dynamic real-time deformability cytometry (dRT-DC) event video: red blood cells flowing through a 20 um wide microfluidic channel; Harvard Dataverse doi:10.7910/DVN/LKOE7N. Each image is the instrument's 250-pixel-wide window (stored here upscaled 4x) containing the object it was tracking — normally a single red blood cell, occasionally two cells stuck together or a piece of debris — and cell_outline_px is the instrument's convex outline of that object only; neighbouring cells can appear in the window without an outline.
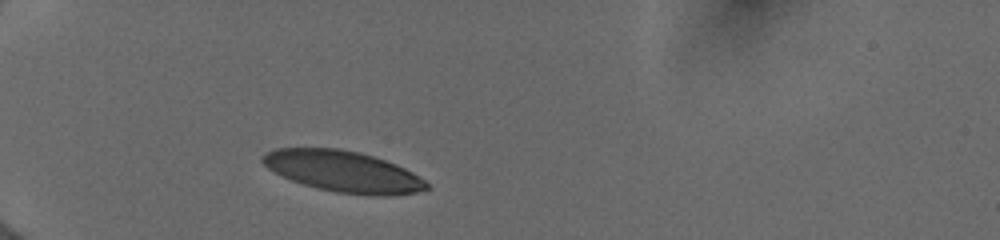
{"species": "human", "species_latin": "Homo sapiens", "temperature_condition": "cold", "stored_images_in_passage": 31, "camera_frame_rate_fps": 3000, "um_per_image_px": 0.085, "donor": {"sex": "female"}, "frame": {"image": 1, "passage_image": 1, "time_ms": 0.0, "image_size_px": [1000, 240], "cell_outline_px": [[432, 188], [416, 192], [388, 196], [372, 196], [336, 192], [304, 184], [292, 180], [268, 168], [260, 160], [260, 156], [276, 148], [340, 148], [360, 152], [396, 164], [412, 172], [424, 180]], "centroid_in_image_um": [29.19, 14.57], "position_along_channel_um": 55.8, "area_um2": 39.13}}
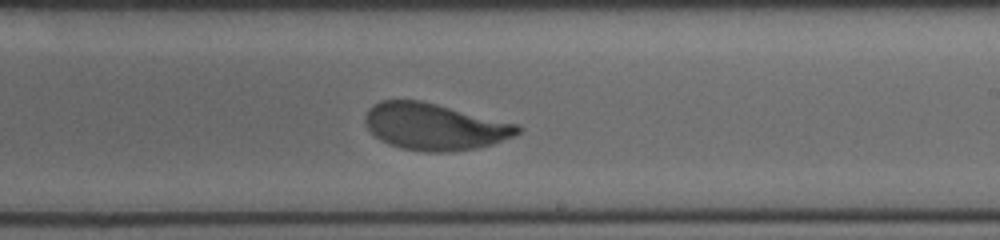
{"frame": {"image": 2, "passage_image": 18, "time_ms": 5.667, "image_size_px": [1000, 240], "cell_outline_px": [[520, 132], [512, 136], [492, 144], [476, 148], [452, 152], [424, 152], [400, 148], [388, 144], [380, 140], [364, 124], [364, 116], [368, 108], [372, 104], [380, 100], [420, 100], [516, 124], [520, 128]], "centroid_in_image_um": [36.86, 10.77], "position_along_channel_um": 252.1, "area_um2": 41.33}}
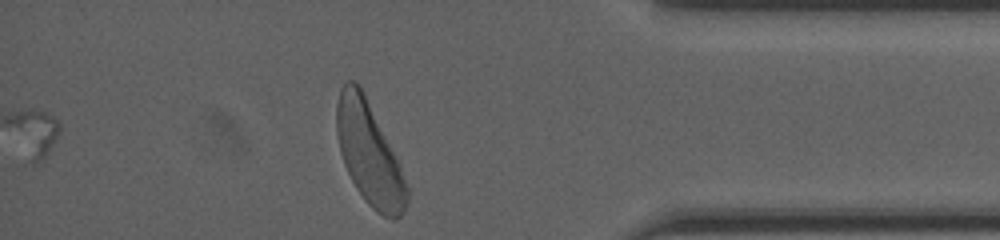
{"frame": {"image": 3, "passage_image": 31, "time_ms": 10.0, "image_size_px": [1000, 240], "cell_outline_px": [[408, 200], [404, 212], [396, 220], [392, 220], [376, 212], [364, 200], [356, 188], [344, 164], [340, 152], [336, 132], [336, 104], [340, 88], [348, 80], [356, 80], [360, 84], [400, 164], [408, 188]], "centroid_in_image_um": [31.38, 13.05], "position_along_channel_um": 403.8, "area_um2": 42.14}, "authors_computed_cell_mechanics": {"area_um2": 41.9628, "velocity_mm_per_s": 3.9589, "shape_relaxation_time_tau1_ms": 2.2604, "shape_relaxation_time_tau2_ms": 0.8418, "deformation_change_tau1": 0.1526, "deformation_change_tau2": 0.0583}}